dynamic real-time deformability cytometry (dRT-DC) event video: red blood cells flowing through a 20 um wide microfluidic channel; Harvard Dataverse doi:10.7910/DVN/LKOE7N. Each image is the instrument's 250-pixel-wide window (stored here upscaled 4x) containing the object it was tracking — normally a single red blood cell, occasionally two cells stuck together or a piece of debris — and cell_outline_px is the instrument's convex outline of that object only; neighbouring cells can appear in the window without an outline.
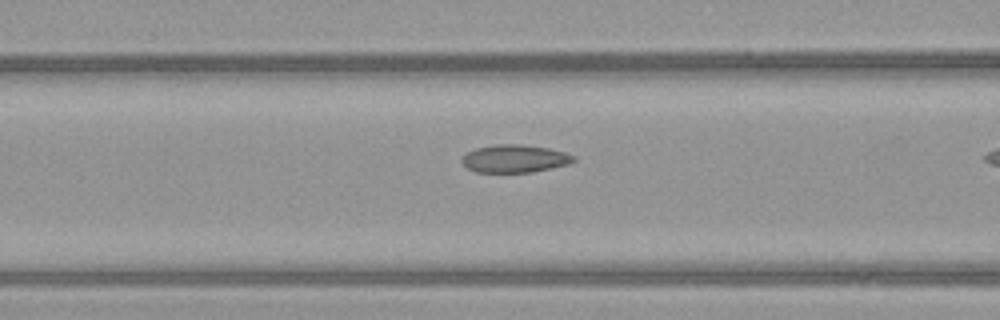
{"species": "common noctule bat (a hibernating species)", "species_latin": "Nyctalus noctula", "temperature_condition": "warm", "stored_images_in_passage": 26, "camera_frame_rate_fps": 3000, "um_per_image_px": 0.085, "animal": {"sex": "female", "body_mass_g": 21.9}, "frame": {"image": 1, "passage_image": 8, "time_ms": 2.333, "image_size_px": [1000, 320], "cell_outline_px": [[576, 160], [568, 164], [532, 172], [476, 172], [468, 168], [460, 160], [468, 152], [476, 148], [496, 144], [520, 144], [548, 148], [564, 152], [576, 156]], "centroid_in_image_um": [43.76, 13.48], "position_along_channel_um": 122.8, "area_um2": 17.98}}
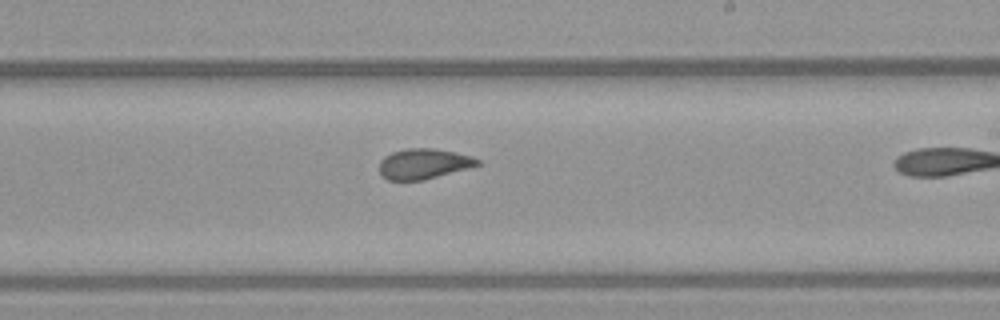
{"frame": {"image": 2, "passage_image": 18, "time_ms": 5.667, "image_size_px": [1000, 320], "cell_outline_px": [[480, 164], [468, 168], [424, 180], [388, 180], [380, 172], [380, 160], [384, 156], [392, 152], [404, 148], [432, 148], [472, 156], [480, 160]], "centroid_in_image_um": [35.99, 13.92], "position_along_channel_um": 253.0, "area_um2": 17.22}}
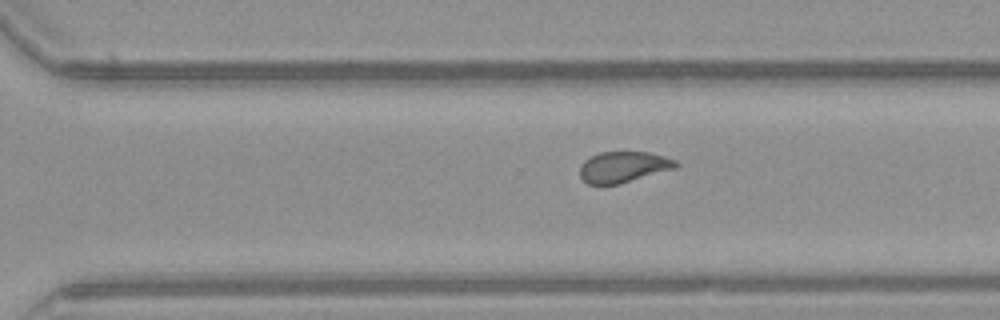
{"frame": {"image": 3, "passage_image": 23, "time_ms": 7.333, "image_size_px": [1000, 320], "cell_outline_px": [[680, 164], [676, 168], [620, 184], [588, 184], [580, 176], [580, 164], [584, 160], [600, 152], [648, 152], [664, 156], [676, 160]], "centroid_in_image_um": [53.0, 14.19], "position_along_channel_um": 317.6, "area_um2": 17.34}}